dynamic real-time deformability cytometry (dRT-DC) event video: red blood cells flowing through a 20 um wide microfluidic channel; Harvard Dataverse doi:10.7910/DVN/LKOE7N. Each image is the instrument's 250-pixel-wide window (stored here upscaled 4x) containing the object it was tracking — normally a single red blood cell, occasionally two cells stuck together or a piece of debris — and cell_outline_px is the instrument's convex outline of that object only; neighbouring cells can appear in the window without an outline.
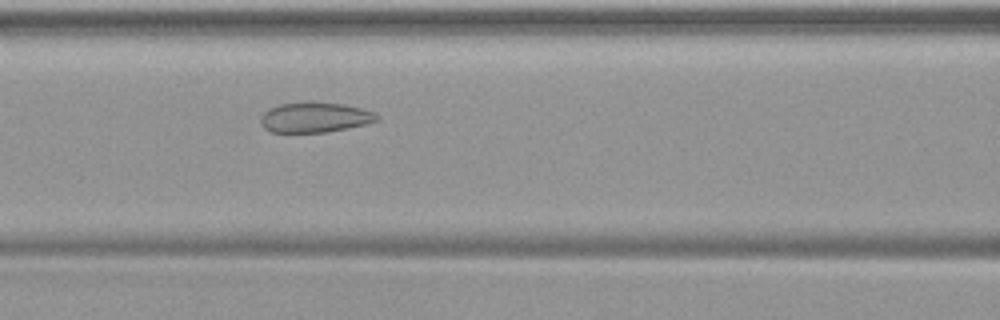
{"species": "common noctule bat (a hibernating species)", "species_latin": "Nyctalus noctula", "temperature_condition": "warm", "stored_images_in_passage": 48, "camera_frame_rate_fps": 3000, "um_per_image_px": 0.085, "animal": {"sex": "female", "body_mass_g": 19.9}, "frame": {"image": 1, "passage_image": 20, "time_ms": 6.333, "image_size_px": [1000, 320], "cell_outline_px": [[380, 120], [368, 124], [324, 132], [272, 132], [264, 128], [260, 120], [260, 116], [268, 108], [280, 104], [344, 104], [376, 112], [380, 116]], "centroid_in_image_um": [26.8, 10.0], "position_along_channel_um": 139.8, "area_um2": 19.94}}
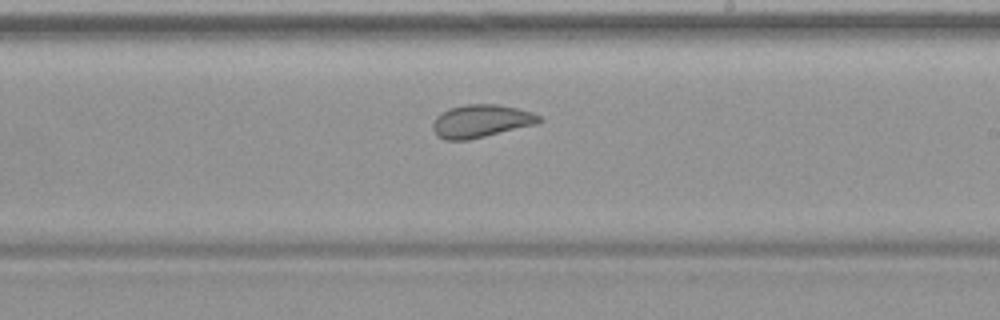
{"frame": {"image": 2, "passage_image": 28, "time_ms": 9.0, "image_size_px": [1000, 320], "cell_outline_px": [[544, 120], [536, 124], [468, 140], [444, 140], [436, 136], [432, 128], [432, 124], [436, 116], [448, 108], [468, 104], [496, 104], [516, 108], [532, 112], [540, 116]], "centroid_in_image_um": [40.86, 10.29], "position_along_channel_um": 248.1, "area_um2": 20.4}}
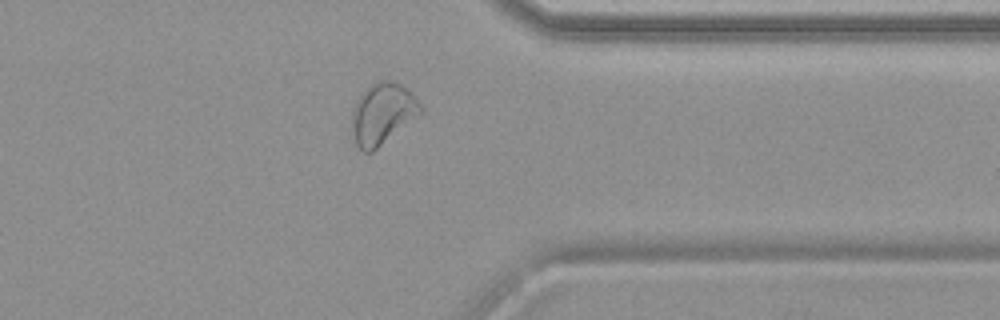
{"frame": {"image": 3, "passage_image": 38, "time_ms": 12.333, "image_size_px": [1000, 320], "cell_outline_px": [[424, 112], [372, 152], [364, 152], [356, 144], [352, 132], [352, 108], [356, 100], [372, 84], [380, 80], [396, 80], [420, 104]], "centroid_in_image_um": [32.5, 9.68], "position_along_channel_um": 378.9, "area_um2": 24.22}}